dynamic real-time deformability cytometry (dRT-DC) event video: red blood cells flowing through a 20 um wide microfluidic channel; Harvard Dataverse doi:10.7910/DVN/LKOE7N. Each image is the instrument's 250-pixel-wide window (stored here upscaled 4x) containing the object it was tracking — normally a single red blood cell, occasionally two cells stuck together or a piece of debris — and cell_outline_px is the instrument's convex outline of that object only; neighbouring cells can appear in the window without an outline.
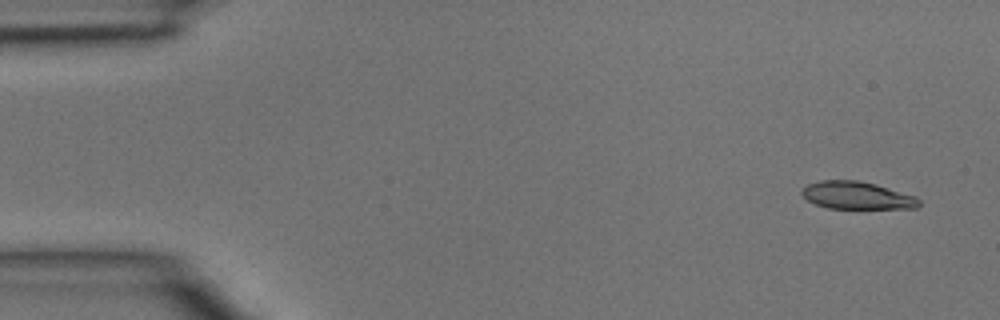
{"species": "common noctule bat (a hibernating species)", "species_latin": "Nyctalus noctula", "temperature_condition": "room temperature", "stored_images_in_passage": 4, "camera_frame_rate_fps": 3000, "um_per_image_px": 0.085, "animal": {"sex": "male", "body_mass_g": 15.6}, "frame": {"image": 1, "passage_image": 1, "time_ms": 0.0, "image_size_px": [1000, 320], "cell_outline_px": [[920, 204], [916, 208], [828, 208], [816, 204], [808, 200], [800, 192], [808, 184], [820, 180], [856, 180], [876, 184], [916, 196], [920, 200]], "centroid_in_image_um": [72.85, 16.6], "position_along_channel_um": 12.1, "area_um2": 18.67}}
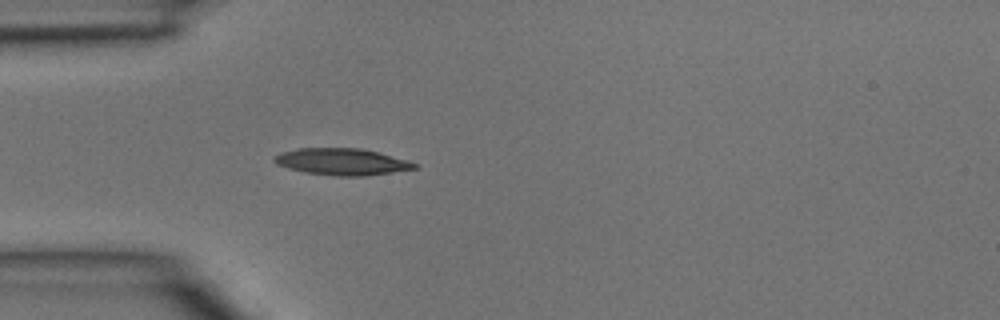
{"frame": {"image": 2, "passage_image": 4, "time_ms": 1.0, "image_size_px": [1000, 320], "cell_outline_px": [[420, 164], [416, 168], [368, 176], [336, 176], [304, 172], [288, 168], [276, 164], [272, 160], [272, 156], [280, 152], [300, 148], [360, 148], [408, 160]], "centroid_in_image_um": [29.03, 13.75], "position_along_channel_um": 56.0, "area_um2": 21.91}}